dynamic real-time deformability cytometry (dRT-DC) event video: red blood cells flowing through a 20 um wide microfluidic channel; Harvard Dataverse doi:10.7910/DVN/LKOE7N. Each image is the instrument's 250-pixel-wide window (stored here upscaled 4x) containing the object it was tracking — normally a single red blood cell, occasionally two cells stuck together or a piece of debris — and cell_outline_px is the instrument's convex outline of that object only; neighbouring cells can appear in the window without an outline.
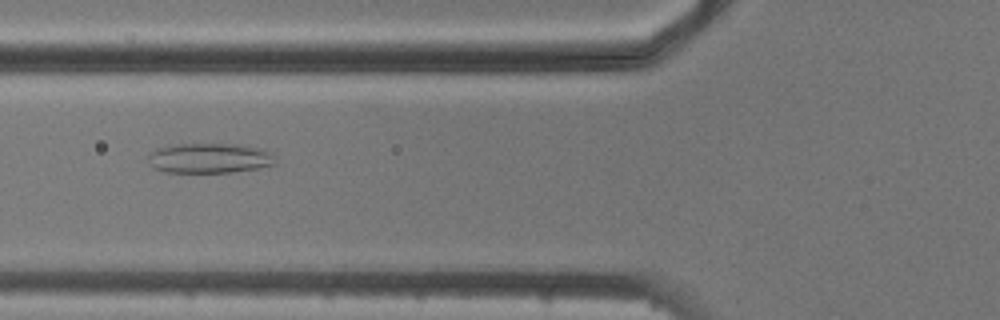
{"species": "common noctule bat (a hibernating species)", "species_latin": "Nyctalus noctula", "temperature_condition": "cold", "stored_images_in_passage": 10, "camera_frame_rate_fps": 3000, "um_per_image_px": 0.085, "animal": {"sex": "male", "body_mass_g": 20.5, "forearm_length_mm": 52.5}, "frame": {"image": 1, "passage_image": 4, "time_ms": 4.667, "image_size_px": [1000, 320], "cell_outline_px": [[276, 164], [260, 168], [232, 172], [164, 172], [152, 168], [148, 164], [148, 156], [156, 148], [180, 144], [240, 144], [264, 148], [272, 152], [276, 156]], "centroid_in_image_um": [17.86, 13.44], "position_along_channel_um": 107.9, "area_um2": 22.66}}
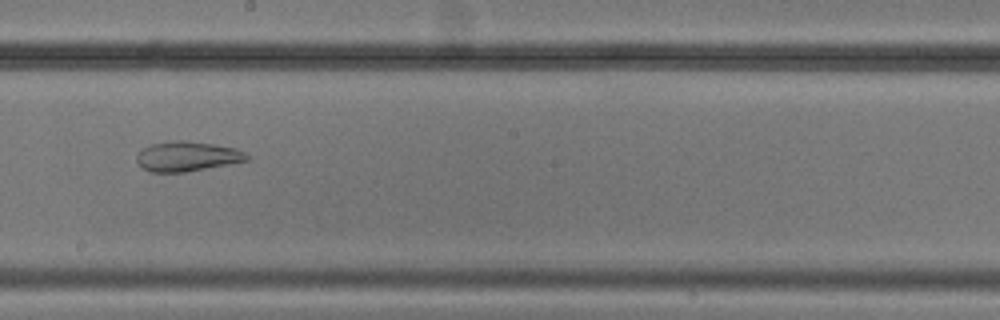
{"frame": {"image": 2, "passage_image": 7, "time_ms": 8.0, "image_size_px": [1000, 320], "cell_outline_px": [[248, 160], [228, 164], [184, 172], [148, 172], [140, 168], [136, 160], [136, 156], [144, 148], [152, 144], [176, 140], [184, 140], [212, 144], [236, 148], [244, 152], [248, 156]], "centroid_in_image_um": [15.86, 13.3], "position_along_channel_um": 232.3, "area_um2": 19.02}}